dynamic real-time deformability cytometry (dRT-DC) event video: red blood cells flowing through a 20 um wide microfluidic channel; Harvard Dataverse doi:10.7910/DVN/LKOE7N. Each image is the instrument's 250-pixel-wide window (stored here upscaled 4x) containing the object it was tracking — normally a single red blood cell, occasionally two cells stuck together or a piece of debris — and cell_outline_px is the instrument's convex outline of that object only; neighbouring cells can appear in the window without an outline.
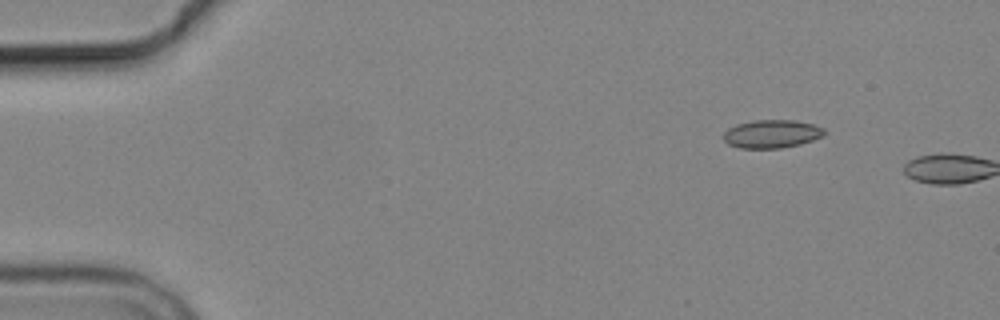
{"species": "common noctule bat (a hibernating species)", "species_latin": "Nyctalus noctula", "temperature_condition": "cold", "stored_images_in_passage": 2, "camera_frame_rate_fps": 3000, "um_per_image_px": 0.085, "animal": {"sex": "male", "body_mass_g": 19.2, "forearm_length_mm": 51.8}, "frame": {"image": 1, "passage_image": 1, "time_ms": 0.0, "image_size_px": [1000, 320], "cell_outline_px": [[828, 132], [824, 136], [800, 144], [780, 148], [740, 148], [728, 144], [724, 140], [724, 132], [728, 128], [736, 124], [752, 120], [796, 120], [812, 124], [824, 128]], "centroid_in_image_um": [65.62, 11.37], "position_along_channel_um": 19.4, "area_um2": 16.7}}